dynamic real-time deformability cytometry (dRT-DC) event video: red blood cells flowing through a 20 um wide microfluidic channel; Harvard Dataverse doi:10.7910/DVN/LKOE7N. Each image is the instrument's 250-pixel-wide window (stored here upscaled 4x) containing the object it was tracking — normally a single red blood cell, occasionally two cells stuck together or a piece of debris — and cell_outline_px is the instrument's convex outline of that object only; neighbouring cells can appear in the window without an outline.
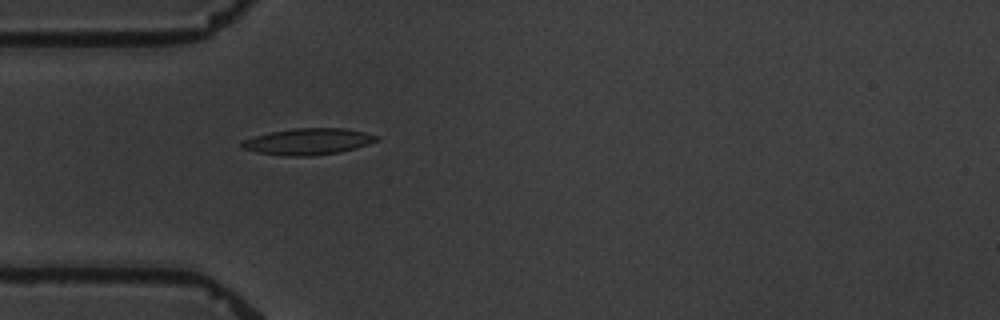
{"species": "common noctule bat (a hibernating species)", "species_latin": "Nyctalus noctula", "temperature_condition": "warm", "stored_images_in_passage": 5, "camera_frame_rate_fps": 3000, "um_per_image_px": 0.085, "animal": {"sex": "male", "body_mass_g": 19.5, "forearm_length_mm": 54.6}, "frame": {"image": 1, "passage_image": 5, "time_ms": 5.0, "image_size_px": [1000, 320], "cell_outline_px": [[380, 140], [356, 148], [340, 152], [312, 156], [288, 156], [256, 152], [240, 148], [240, 144], [244, 140], [256, 136], [272, 132], [296, 128], [348, 128], [380, 136]], "centroid_in_image_um": [26.24, 12.03], "position_along_channel_um": 58.8, "area_um2": 20.75}}